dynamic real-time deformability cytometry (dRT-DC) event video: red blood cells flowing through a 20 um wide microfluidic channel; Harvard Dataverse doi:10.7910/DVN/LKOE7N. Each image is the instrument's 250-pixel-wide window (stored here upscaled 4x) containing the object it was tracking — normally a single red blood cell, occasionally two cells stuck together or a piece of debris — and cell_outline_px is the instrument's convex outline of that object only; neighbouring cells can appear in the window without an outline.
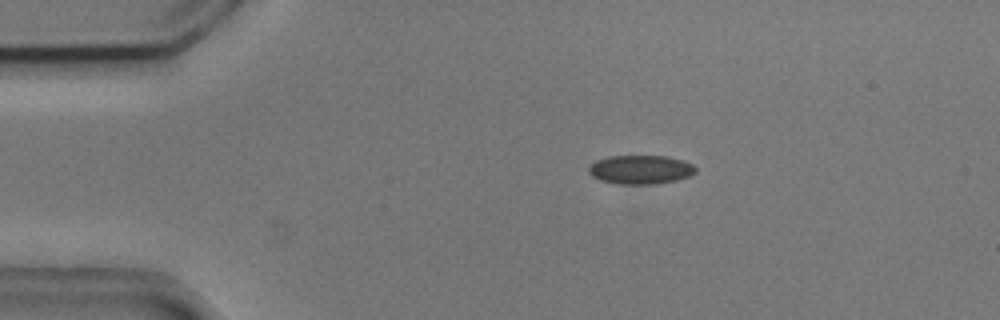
{"species": "common noctule bat (a hibernating species)", "species_latin": "Nyctalus noctula", "temperature_condition": "cold", "stored_images_in_passage": 4, "camera_frame_rate_fps": 3000, "um_per_image_px": 0.085, "animal": {"sex": "male", "body_mass_g": 20.5, "forearm_length_mm": 52.5}, "frame": {"image": 1, "passage_image": 1, "time_ms": 0.0, "image_size_px": [1000, 320], "cell_outline_px": [[696, 172], [688, 176], [676, 180], [656, 184], [620, 184], [600, 180], [592, 176], [588, 172], [588, 168], [596, 160], [608, 156], [668, 156], [684, 160], [692, 164], [696, 168]], "centroid_in_image_um": [54.45, 14.41], "position_along_channel_um": 30.6, "area_um2": 18.03}}